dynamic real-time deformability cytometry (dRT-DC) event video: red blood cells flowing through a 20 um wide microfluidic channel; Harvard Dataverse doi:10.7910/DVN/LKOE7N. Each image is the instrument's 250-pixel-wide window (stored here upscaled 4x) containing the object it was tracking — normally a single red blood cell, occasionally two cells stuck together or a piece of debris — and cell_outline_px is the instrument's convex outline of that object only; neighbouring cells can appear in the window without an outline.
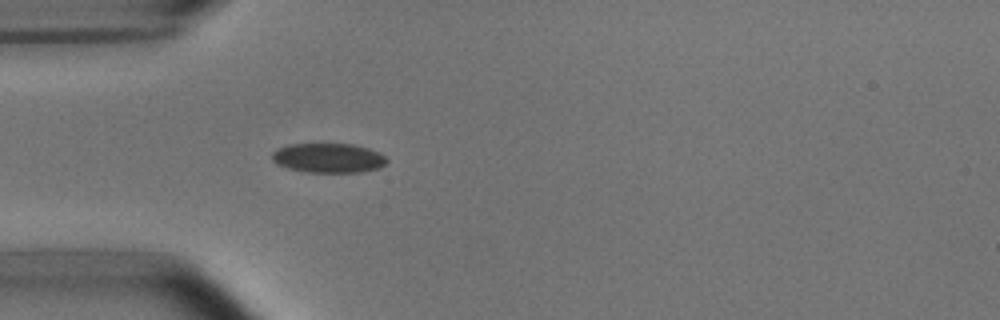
{"species": "common noctule bat (a hibernating species)", "species_latin": "Nyctalus noctula", "temperature_condition": "room temperature", "stored_images_in_passage": 38, "camera_frame_rate_fps": 3000, "um_per_image_px": 0.085, "animal": {"sex": "male", "body_mass_g": 15.6}, "frame": {"image": 1, "passage_image": 1, "time_ms": 0.0, "image_size_px": [1000, 320], "cell_outline_px": [[388, 160], [380, 168], [360, 172], [304, 172], [288, 168], [276, 164], [272, 160], [272, 152], [276, 148], [288, 144], [352, 144], [368, 148], [380, 152]], "centroid_in_image_um": [27.89, 13.42], "position_along_channel_um": 57.1, "area_um2": 19.88}}
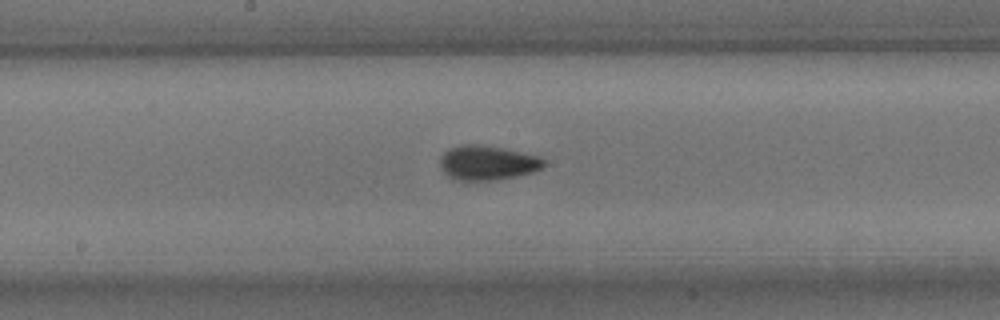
{"frame": {"image": 2, "passage_image": 13, "time_ms": 4.0, "image_size_px": [1000, 320], "cell_outline_px": [[548, 164], [532, 172], [516, 176], [496, 180], [464, 184], [452, 180], [444, 172], [440, 164], [440, 156], [448, 148], [460, 144], [480, 144], [504, 148], [540, 156]], "centroid_in_image_um": [41.37, 13.87], "position_along_channel_um": 206.8, "area_um2": 21.79}}
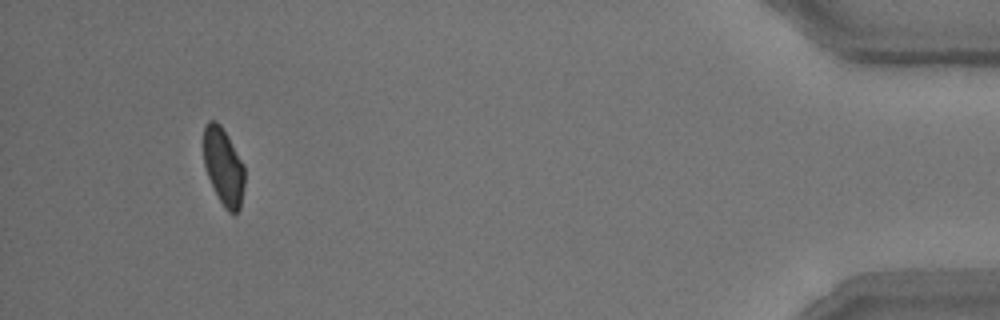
{"frame": {"image": 3, "passage_image": 35, "time_ms": 11.333, "image_size_px": [1000, 320], "cell_outline_px": [[244, 184], [240, 208], [236, 212], [228, 212], [224, 208], [208, 176], [204, 164], [204, 124], [208, 120], [216, 120], [220, 124], [244, 164]], "centroid_in_image_um": [18.99, 14.13], "position_along_channel_um": 416.2, "area_um2": 18.21}, "authors_computed_cell_mechanics": {"area_um2": 19.8254, "velocity_mm_per_s": 3.8085, "shape_relaxation_time_tau1_ms": 4.2902, "shape_relaxation_time_tau2_ms": 1.8234, "deformation_change_tau1": 0.1181, "deformation_change_tau2": 0.0436}}